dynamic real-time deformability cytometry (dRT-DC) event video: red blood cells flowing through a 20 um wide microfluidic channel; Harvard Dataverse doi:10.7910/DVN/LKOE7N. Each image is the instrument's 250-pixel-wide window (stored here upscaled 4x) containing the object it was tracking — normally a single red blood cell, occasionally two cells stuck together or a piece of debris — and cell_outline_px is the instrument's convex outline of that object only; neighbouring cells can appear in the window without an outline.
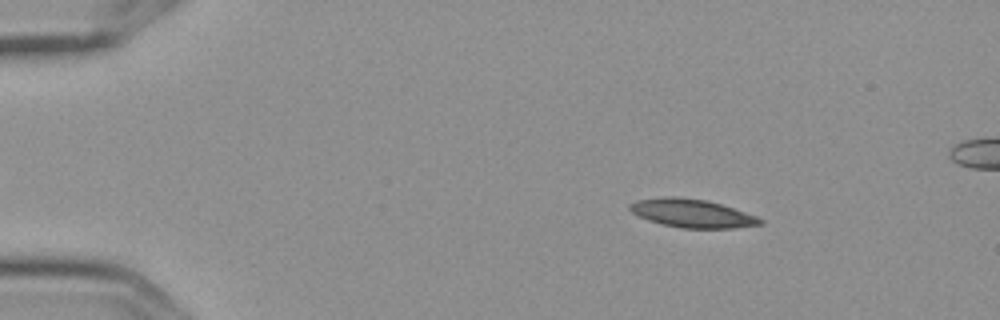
{"species": "Egyptian fruit bat (a non-hibernating species)", "species_latin": "Rousettus aegyptiacus", "temperature_condition": "cold", "stored_images_in_passage": 6, "segment_of_instrument_passage": [1, 2], "camera_frame_rate_fps": 3000, "um_per_image_px": 0.085, "frame": {"image": 1, "passage_image": 3, "time_ms": 0.667, "image_size_px": [1000, 320], "cell_outline_px": [[764, 224], [736, 228], [680, 228], [648, 220], [632, 212], [628, 208], [628, 204], [636, 200], [668, 196], [676, 196], [708, 200], [756, 216], [764, 220]], "centroid_in_image_um": [58.82, 18.13], "position_along_channel_um": 26.2, "area_um2": 21.5}}